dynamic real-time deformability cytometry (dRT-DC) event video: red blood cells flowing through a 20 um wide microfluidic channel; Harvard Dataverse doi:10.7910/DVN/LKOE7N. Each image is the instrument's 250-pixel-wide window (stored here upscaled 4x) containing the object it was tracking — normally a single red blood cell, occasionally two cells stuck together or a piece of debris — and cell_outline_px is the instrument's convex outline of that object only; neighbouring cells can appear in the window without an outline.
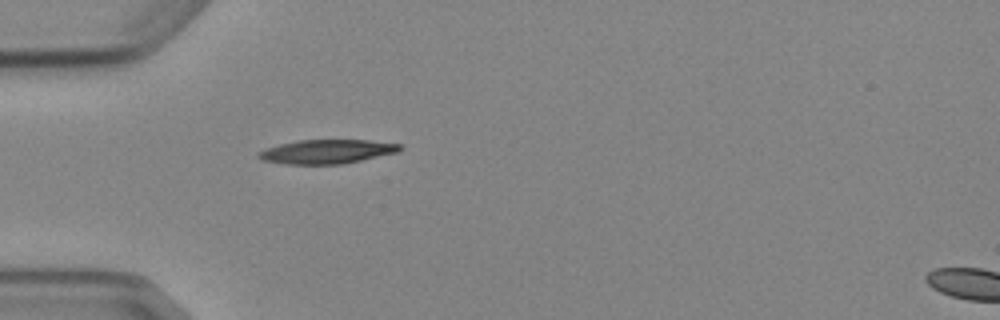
{"species": "Egyptian fruit bat (a non-hibernating species)", "species_latin": "Rousettus aegyptiacus", "temperature_condition": "cold", "stored_images_in_passage": 1, "camera_frame_rate_fps": 3000, "um_per_image_px": 0.085, "animal": {"sex": "female"}, "frame": {"image": 1, "passage_image": 1, "time_ms": 0.0, "image_size_px": [1000, 320], "cell_outline_px": [[400, 152], [344, 164], [284, 164], [260, 160], [256, 156], [256, 152], [264, 148], [296, 140], [368, 140], [400, 144]], "centroid_in_image_um": [27.73, 12.89], "position_along_channel_um": 57.3, "area_um2": 20.06}}